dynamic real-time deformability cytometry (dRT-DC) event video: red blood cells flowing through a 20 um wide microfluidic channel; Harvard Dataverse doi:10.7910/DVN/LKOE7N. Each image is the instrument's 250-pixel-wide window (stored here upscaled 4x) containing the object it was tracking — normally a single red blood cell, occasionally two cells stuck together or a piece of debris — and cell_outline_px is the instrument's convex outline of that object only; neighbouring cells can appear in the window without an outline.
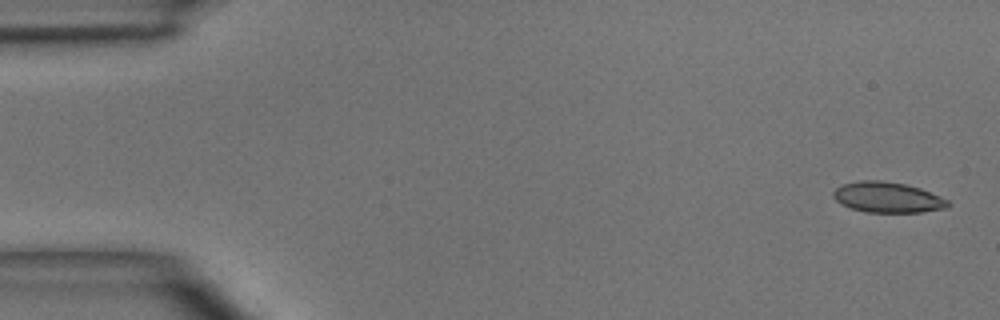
{"species": "common noctule bat (a hibernating species)", "species_latin": "Nyctalus noctula", "temperature_condition": "room temperature", "stored_images_in_passage": 5, "camera_frame_rate_fps": 3000, "um_per_image_px": 0.085, "animal": {"sex": "male", "body_mass_g": 15.6}, "frame": {"image": 1, "passage_image": 1, "time_ms": 0.0, "image_size_px": [1000, 320], "cell_outline_px": [[952, 204], [948, 208], [920, 212], [864, 212], [840, 204], [832, 196], [832, 192], [840, 184], [860, 180], [880, 180], [904, 184], [920, 188], [940, 196], [948, 200]], "centroid_in_image_um": [75.43, 16.77], "position_along_channel_um": 9.6, "area_um2": 20.58}}
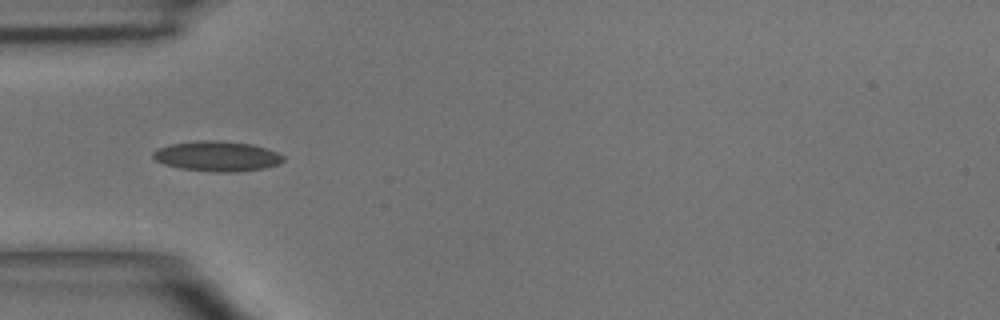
{"frame": {"image": 2, "passage_image": 4, "time_ms": 4.333, "image_size_px": [1000, 320], "cell_outline_px": [[284, 160], [280, 164], [264, 168], [236, 172], [208, 172], [180, 168], [164, 164], [156, 160], [152, 156], [152, 152], [168, 144], [200, 140], [216, 140], [252, 144], [268, 148], [284, 156]], "centroid_in_image_um": [18.47, 13.28], "position_along_channel_um": 66.5, "area_um2": 23.06}}